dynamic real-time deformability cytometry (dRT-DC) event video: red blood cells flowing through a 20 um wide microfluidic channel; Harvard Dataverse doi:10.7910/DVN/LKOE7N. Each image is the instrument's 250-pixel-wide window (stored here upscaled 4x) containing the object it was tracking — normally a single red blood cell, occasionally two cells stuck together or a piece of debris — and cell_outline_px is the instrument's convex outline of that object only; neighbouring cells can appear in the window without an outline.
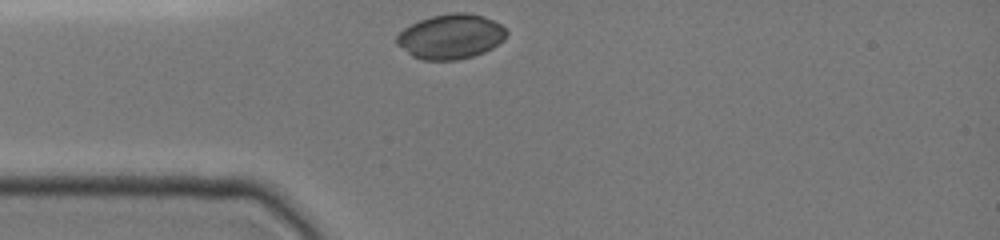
{"species": "common noctule bat (a hibernating species)", "species_latin": "Nyctalus noctula", "temperature_condition": "cold", "stored_images_in_passage": 27, "camera_frame_rate_fps": 3000, "um_per_image_px": 0.085, "animal": {"sex": "female", "body_mass_g": 19.0, "forearm_length_mm": 51.5}, "frame": {"image": 1, "passage_image": 1, "time_ms": 0.0, "image_size_px": [1000, 240], "cell_outline_px": [[508, 32], [504, 40], [492, 48], [484, 52], [472, 56], [456, 60], [424, 60], [412, 56], [396, 44], [396, 36], [404, 28], [420, 20], [432, 16], [452, 12], [464, 12], [484, 16], [500, 24]], "centroid_in_image_um": [38.31, 3.1], "position_along_channel_um": 46.7, "area_um2": 28.61}}
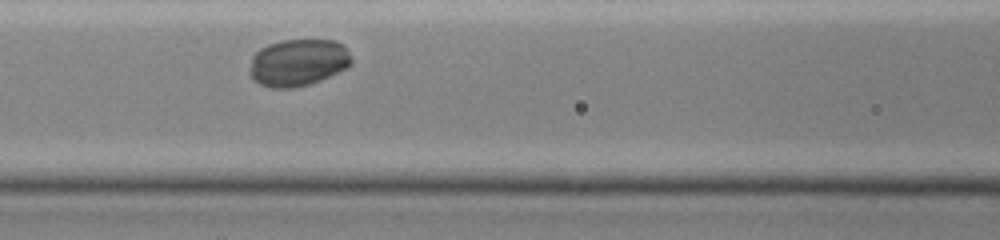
{"frame": {"image": 2, "passage_image": 17, "time_ms": 2.667, "image_size_px": [1000, 240], "cell_outline_px": [[352, 64], [320, 80], [296, 88], [272, 88], [260, 84], [252, 80], [248, 72], [252, 56], [260, 48], [268, 44], [284, 40], [332, 40], [344, 44], [352, 60]], "centroid_in_image_um": [25.29, 5.32], "position_along_channel_um": 141.3, "area_um2": 27.98}}
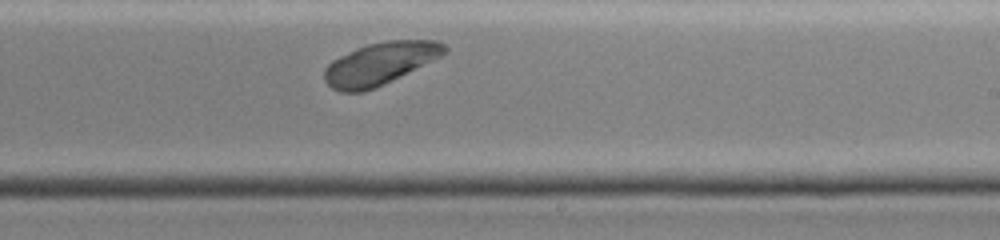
{"frame": {"image": 3, "passage_image": 27, "time_ms": 5.667, "image_size_px": [1000, 240], "cell_outline_px": [[448, 52], [384, 84], [364, 92], [340, 92], [332, 88], [324, 80], [324, 68], [332, 60], [356, 48], [368, 44], [388, 40], [436, 40], [444, 44], [448, 48]], "centroid_in_image_um": [32.27, 5.4], "position_along_channel_um": 256.7, "area_um2": 29.42}}